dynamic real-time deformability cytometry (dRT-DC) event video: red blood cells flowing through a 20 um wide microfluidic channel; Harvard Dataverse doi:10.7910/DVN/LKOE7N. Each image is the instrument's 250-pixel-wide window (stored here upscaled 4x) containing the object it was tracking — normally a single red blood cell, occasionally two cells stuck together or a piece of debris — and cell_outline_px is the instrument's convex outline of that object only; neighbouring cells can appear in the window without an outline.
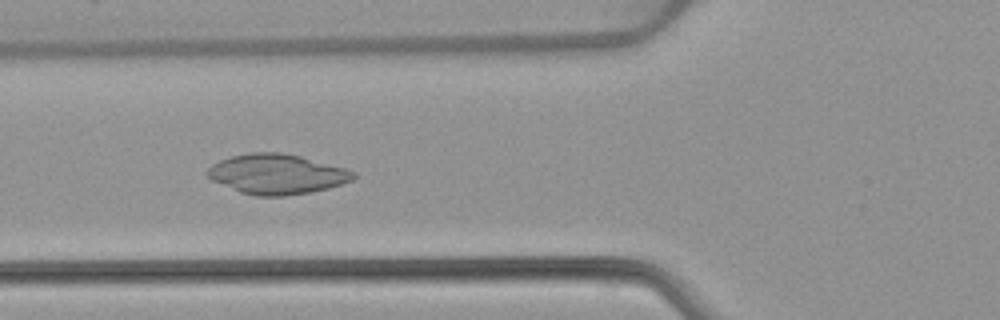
{"species": "common noctule bat (a hibernating species)", "species_latin": "Nyctalus noctula", "temperature_condition": "warm", "stored_images_in_passage": 51, "camera_frame_rate_fps": 3000, "um_per_image_px": 0.085, "animal": {"sex": "female", "body_mass_g": 22.7, "forearm_length_mm": 54.2}, "frame": {"image": 1, "passage_image": 19, "time_ms": 6.0, "image_size_px": [1000, 320], "cell_outline_px": [[356, 176], [352, 180], [328, 188], [312, 192], [284, 196], [256, 196], [240, 192], [212, 180], [204, 172], [212, 164], [220, 160], [232, 156], [252, 152], [280, 152], [300, 156], [348, 168], [356, 172]], "centroid_in_image_um": [23.55, 14.79], "position_along_channel_um": 102.3, "area_um2": 34.1}}
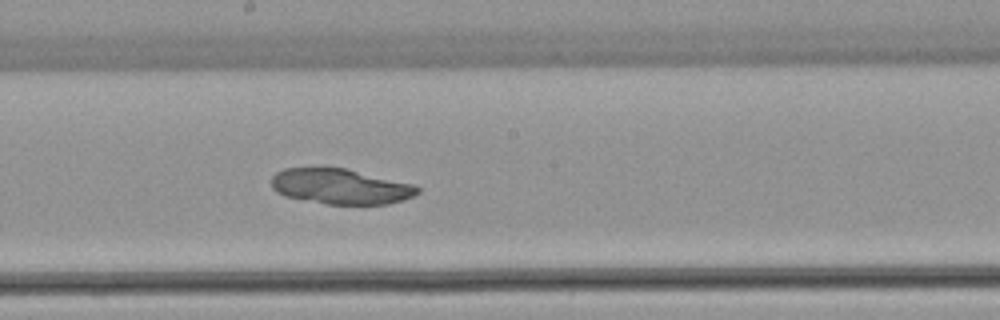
{"frame": {"image": 2, "passage_image": 28, "time_ms": 9.0, "image_size_px": [1000, 320], "cell_outline_px": [[420, 192], [412, 196], [388, 204], [328, 204], [284, 196], [276, 192], [272, 188], [272, 176], [276, 172], [284, 168], [344, 168], [416, 184], [420, 188]], "centroid_in_image_um": [28.95, 15.85], "position_along_channel_um": 219.2, "area_um2": 30.0}}
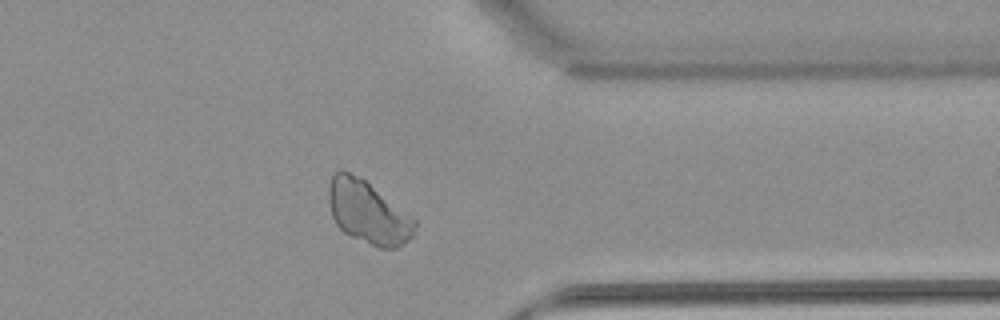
{"frame": {"image": 3, "passage_image": 41, "time_ms": 13.333, "image_size_px": [1000, 320], "cell_outline_px": [[416, 236], [404, 244], [396, 248], [380, 248], [352, 236], [344, 232], [336, 224], [332, 216], [328, 200], [328, 184], [332, 172], [340, 168], [344, 168], [360, 176], [416, 220]], "centroid_in_image_um": [31.26, 18.01], "position_along_channel_um": 380.1, "area_um2": 31.91}}